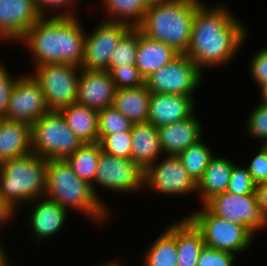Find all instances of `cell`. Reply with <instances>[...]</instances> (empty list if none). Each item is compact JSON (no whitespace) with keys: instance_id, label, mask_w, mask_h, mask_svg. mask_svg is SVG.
Instances as JSON below:
<instances>
[{"instance_id":"obj_1","label":"cell","mask_w":267,"mask_h":266,"mask_svg":"<svg viewBox=\"0 0 267 266\" xmlns=\"http://www.w3.org/2000/svg\"><path fill=\"white\" fill-rule=\"evenodd\" d=\"M247 29L227 5L218 2L212 7H206L202 3L195 11L191 39L185 55L202 72L205 68L225 66L246 42Z\"/></svg>"},{"instance_id":"obj_2","label":"cell","mask_w":267,"mask_h":266,"mask_svg":"<svg viewBox=\"0 0 267 266\" xmlns=\"http://www.w3.org/2000/svg\"><path fill=\"white\" fill-rule=\"evenodd\" d=\"M76 17H42L19 40L33 67L63 63L82 67L86 32Z\"/></svg>"},{"instance_id":"obj_3","label":"cell","mask_w":267,"mask_h":266,"mask_svg":"<svg viewBox=\"0 0 267 266\" xmlns=\"http://www.w3.org/2000/svg\"><path fill=\"white\" fill-rule=\"evenodd\" d=\"M44 196L68 211L70 207L78 210L99 225L110 216L109 207L97 198L89 183L74 174L66 160H49Z\"/></svg>"},{"instance_id":"obj_4","label":"cell","mask_w":267,"mask_h":266,"mask_svg":"<svg viewBox=\"0 0 267 266\" xmlns=\"http://www.w3.org/2000/svg\"><path fill=\"white\" fill-rule=\"evenodd\" d=\"M201 0H163L148 5L141 32L185 54L190 43L193 18Z\"/></svg>"},{"instance_id":"obj_5","label":"cell","mask_w":267,"mask_h":266,"mask_svg":"<svg viewBox=\"0 0 267 266\" xmlns=\"http://www.w3.org/2000/svg\"><path fill=\"white\" fill-rule=\"evenodd\" d=\"M49 160L33 152L0 164V196L15 209L44 197Z\"/></svg>"},{"instance_id":"obj_6","label":"cell","mask_w":267,"mask_h":266,"mask_svg":"<svg viewBox=\"0 0 267 266\" xmlns=\"http://www.w3.org/2000/svg\"><path fill=\"white\" fill-rule=\"evenodd\" d=\"M32 152L48 160H65L83 144L59 111H49L31 125Z\"/></svg>"},{"instance_id":"obj_7","label":"cell","mask_w":267,"mask_h":266,"mask_svg":"<svg viewBox=\"0 0 267 266\" xmlns=\"http://www.w3.org/2000/svg\"><path fill=\"white\" fill-rule=\"evenodd\" d=\"M202 206L186 217L202 233L205 246L235 255L252 246L255 235L248 228L218 217Z\"/></svg>"},{"instance_id":"obj_8","label":"cell","mask_w":267,"mask_h":266,"mask_svg":"<svg viewBox=\"0 0 267 266\" xmlns=\"http://www.w3.org/2000/svg\"><path fill=\"white\" fill-rule=\"evenodd\" d=\"M30 74L39 83L50 111H59L77 103L81 68L55 63L34 67ZM79 71V72H78Z\"/></svg>"},{"instance_id":"obj_9","label":"cell","mask_w":267,"mask_h":266,"mask_svg":"<svg viewBox=\"0 0 267 266\" xmlns=\"http://www.w3.org/2000/svg\"><path fill=\"white\" fill-rule=\"evenodd\" d=\"M202 71L185 54H179L168 65L145 79V86L150 93L178 94L194 97V92L201 85Z\"/></svg>"},{"instance_id":"obj_10","label":"cell","mask_w":267,"mask_h":266,"mask_svg":"<svg viewBox=\"0 0 267 266\" xmlns=\"http://www.w3.org/2000/svg\"><path fill=\"white\" fill-rule=\"evenodd\" d=\"M214 215L243 225L254 235L267 227V215L258 204L257 194H217L204 204ZM259 230V231H258Z\"/></svg>"},{"instance_id":"obj_11","label":"cell","mask_w":267,"mask_h":266,"mask_svg":"<svg viewBox=\"0 0 267 266\" xmlns=\"http://www.w3.org/2000/svg\"><path fill=\"white\" fill-rule=\"evenodd\" d=\"M144 171L131 159L117 158L101 151L99 163L92 189L97 198L103 203L97 185L114 193H128L143 189Z\"/></svg>"},{"instance_id":"obj_12","label":"cell","mask_w":267,"mask_h":266,"mask_svg":"<svg viewBox=\"0 0 267 266\" xmlns=\"http://www.w3.org/2000/svg\"><path fill=\"white\" fill-rule=\"evenodd\" d=\"M160 159L144 170L143 189L175 197L197 194V183L177 156L166 155Z\"/></svg>"},{"instance_id":"obj_13","label":"cell","mask_w":267,"mask_h":266,"mask_svg":"<svg viewBox=\"0 0 267 266\" xmlns=\"http://www.w3.org/2000/svg\"><path fill=\"white\" fill-rule=\"evenodd\" d=\"M49 111L39 83L30 73L20 74L11 91L4 118L31 126Z\"/></svg>"},{"instance_id":"obj_14","label":"cell","mask_w":267,"mask_h":266,"mask_svg":"<svg viewBox=\"0 0 267 266\" xmlns=\"http://www.w3.org/2000/svg\"><path fill=\"white\" fill-rule=\"evenodd\" d=\"M130 28L126 24L103 20L94 30L88 31L89 34L86 32L81 68L108 70L114 49Z\"/></svg>"},{"instance_id":"obj_15","label":"cell","mask_w":267,"mask_h":266,"mask_svg":"<svg viewBox=\"0 0 267 266\" xmlns=\"http://www.w3.org/2000/svg\"><path fill=\"white\" fill-rule=\"evenodd\" d=\"M41 18L33 0H0V40L18 42Z\"/></svg>"},{"instance_id":"obj_16","label":"cell","mask_w":267,"mask_h":266,"mask_svg":"<svg viewBox=\"0 0 267 266\" xmlns=\"http://www.w3.org/2000/svg\"><path fill=\"white\" fill-rule=\"evenodd\" d=\"M116 90L108 70L81 68L78 80V104L100 111L112 106Z\"/></svg>"},{"instance_id":"obj_17","label":"cell","mask_w":267,"mask_h":266,"mask_svg":"<svg viewBox=\"0 0 267 266\" xmlns=\"http://www.w3.org/2000/svg\"><path fill=\"white\" fill-rule=\"evenodd\" d=\"M30 203H32V208H29L28 224L35 242H45L47 238L57 234L65 226L67 216H69L68 210L55 201L44 196Z\"/></svg>"},{"instance_id":"obj_18","label":"cell","mask_w":267,"mask_h":266,"mask_svg":"<svg viewBox=\"0 0 267 266\" xmlns=\"http://www.w3.org/2000/svg\"><path fill=\"white\" fill-rule=\"evenodd\" d=\"M194 99L178 94L151 93L148 122L159 128L189 118L197 109Z\"/></svg>"},{"instance_id":"obj_19","label":"cell","mask_w":267,"mask_h":266,"mask_svg":"<svg viewBox=\"0 0 267 266\" xmlns=\"http://www.w3.org/2000/svg\"><path fill=\"white\" fill-rule=\"evenodd\" d=\"M203 126L195 112L189 117L158 128L159 142L164 155L177 156L203 138Z\"/></svg>"},{"instance_id":"obj_20","label":"cell","mask_w":267,"mask_h":266,"mask_svg":"<svg viewBox=\"0 0 267 266\" xmlns=\"http://www.w3.org/2000/svg\"><path fill=\"white\" fill-rule=\"evenodd\" d=\"M179 54L171 46L145 36L139 29L135 66L144 79L168 65Z\"/></svg>"},{"instance_id":"obj_21","label":"cell","mask_w":267,"mask_h":266,"mask_svg":"<svg viewBox=\"0 0 267 266\" xmlns=\"http://www.w3.org/2000/svg\"><path fill=\"white\" fill-rule=\"evenodd\" d=\"M131 136V160L143 171L162 157L163 151L159 142L158 128L152 123L133 124Z\"/></svg>"},{"instance_id":"obj_22","label":"cell","mask_w":267,"mask_h":266,"mask_svg":"<svg viewBox=\"0 0 267 266\" xmlns=\"http://www.w3.org/2000/svg\"><path fill=\"white\" fill-rule=\"evenodd\" d=\"M32 152L31 126L20 121L1 119L0 164Z\"/></svg>"},{"instance_id":"obj_23","label":"cell","mask_w":267,"mask_h":266,"mask_svg":"<svg viewBox=\"0 0 267 266\" xmlns=\"http://www.w3.org/2000/svg\"><path fill=\"white\" fill-rule=\"evenodd\" d=\"M236 164L230 159L214 156L197 182V195L204 205L213 196L227 191L231 172Z\"/></svg>"},{"instance_id":"obj_24","label":"cell","mask_w":267,"mask_h":266,"mask_svg":"<svg viewBox=\"0 0 267 266\" xmlns=\"http://www.w3.org/2000/svg\"><path fill=\"white\" fill-rule=\"evenodd\" d=\"M150 91L145 85L117 89L112 106L133 124L148 122Z\"/></svg>"},{"instance_id":"obj_25","label":"cell","mask_w":267,"mask_h":266,"mask_svg":"<svg viewBox=\"0 0 267 266\" xmlns=\"http://www.w3.org/2000/svg\"><path fill=\"white\" fill-rule=\"evenodd\" d=\"M204 246L202 233L187 217L176 221L177 266H197Z\"/></svg>"},{"instance_id":"obj_26","label":"cell","mask_w":267,"mask_h":266,"mask_svg":"<svg viewBox=\"0 0 267 266\" xmlns=\"http://www.w3.org/2000/svg\"><path fill=\"white\" fill-rule=\"evenodd\" d=\"M68 127L82 143L98 142V111L80 105L71 104L59 110Z\"/></svg>"},{"instance_id":"obj_27","label":"cell","mask_w":267,"mask_h":266,"mask_svg":"<svg viewBox=\"0 0 267 266\" xmlns=\"http://www.w3.org/2000/svg\"><path fill=\"white\" fill-rule=\"evenodd\" d=\"M142 266H177L176 221L162 231L141 258Z\"/></svg>"},{"instance_id":"obj_28","label":"cell","mask_w":267,"mask_h":266,"mask_svg":"<svg viewBox=\"0 0 267 266\" xmlns=\"http://www.w3.org/2000/svg\"><path fill=\"white\" fill-rule=\"evenodd\" d=\"M109 22H117L138 28L145 17L147 5L142 0H101Z\"/></svg>"},{"instance_id":"obj_29","label":"cell","mask_w":267,"mask_h":266,"mask_svg":"<svg viewBox=\"0 0 267 266\" xmlns=\"http://www.w3.org/2000/svg\"><path fill=\"white\" fill-rule=\"evenodd\" d=\"M101 151L102 148L99 141L83 143L76 152L65 160L76 176L92 185L95 180Z\"/></svg>"},{"instance_id":"obj_30","label":"cell","mask_w":267,"mask_h":266,"mask_svg":"<svg viewBox=\"0 0 267 266\" xmlns=\"http://www.w3.org/2000/svg\"><path fill=\"white\" fill-rule=\"evenodd\" d=\"M205 144L202 138L177 155L195 183L201 179L211 159L215 156L214 152Z\"/></svg>"},{"instance_id":"obj_31","label":"cell","mask_w":267,"mask_h":266,"mask_svg":"<svg viewBox=\"0 0 267 266\" xmlns=\"http://www.w3.org/2000/svg\"><path fill=\"white\" fill-rule=\"evenodd\" d=\"M133 123L113 106L98 111V141L106 135L131 132Z\"/></svg>"},{"instance_id":"obj_32","label":"cell","mask_w":267,"mask_h":266,"mask_svg":"<svg viewBox=\"0 0 267 266\" xmlns=\"http://www.w3.org/2000/svg\"><path fill=\"white\" fill-rule=\"evenodd\" d=\"M138 43L139 28H130L121 37L114 49L109 61V67L135 65Z\"/></svg>"},{"instance_id":"obj_33","label":"cell","mask_w":267,"mask_h":266,"mask_svg":"<svg viewBox=\"0 0 267 266\" xmlns=\"http://www.w3.org/2000/svg\"><path fill=\"white\" fill-rule=\"evenodd\" d=\"M99 143L102 151L117 158L131 159V132L106 135Z\"/></svg>"},{"instance_id":"obj_34","label":"cell","mask_w":267,"mask_h":266,"mask_svg":"<svg viewBox=\"0 0 267 266\" xmlns=\"http://www.w3.org/2000/svg\"><path fill=\"white\" fill-rule=\"evenodd\" d=\"M108 71L117 89L136 88L145 85V79L135 65L109 67Z\"/></svg>"},{"instance_id":"obj_35","label":"cell","mask_w":267,"mask_h":266,"mask_svg":"<svg viewBox=\"0 0 267 266\" xmlns=\"http://www.w3.org/2000/svg\"><path fill=\"white\" fill-rule=\"evenodd\" d=\"M246 133L252 138H258L263 143L267 142V106L258 104L248 115Z\"/></svg>"},{"instance_id":"obj_36","label":"cell","mask_w":267,"mask_h":266,"mask_svg":"<svg viewBox=\"0 0 267 266\" xmlns=\"http://www.w3.org/2000/svg\"><path fill=\"white\" fill-rule=\"evenodd\" d=\"M256 184L254 183L246 166L235 165L231 172L227 191L233 194H256Z\"/></svg>"},{"instance_id":"obj_37","label":"cell","mask_w":267,"mask_h":266,"mask_svg":"<svg viewBox=\"0 0 267 266\" xmlns=\"http://www.w3.org/2000/svg\"><path fill=\"white\" fill-rule=\"evenodd\" d=\"M236 255L204 246L200 251L197 266H234Z\"/></svg>"},{"instance_id":"obj_38","label":"cell","mask_w":267,"mask_h":266,"mask_svg":"<svg viewBox=\"0 0 267 266\" xmlns=\"http://www.w3.org/2000/svg\"><path fill=\"white\" fill-rule=\"evenodd\" d=\"M5 63L0 61V117L4 118L10 100L11 91L18 77L10 76Z\"/></svg>"},{"instance_id":"obj_39","label":"cell","mask_w":267,"mask_h":266,"mask_svg":"<svg viewBox=\"0 0 267 266\" xmlns=\"http://www.w3.org/2000/svg\"><path fill=\"white\" fill-rule=\"evenodd\" d=\"M246 168L256 185L267 181V151L262 145Z\"/></svg>"},{"instance_id":"obj_40","label":"cell","mask_w":267,"mask_h":266,"mask_svg":"<svg viewBox=\"0 0 267 266\" xmlns=\"http://www.w3.org/2000/svg\"><path fill=\"white\" fill-rule=\"evenodd\" d=\"M250 74L258 87L267 83V47L261 48L250 60Z\"/></svg>"},{"instance_id":"obj_41","label":"cell","mask_w":267,"mask_h":266,"mask_svg":"<svg viewBox=\"0 0 267 266\" xmlns=\"http://www.w3.org/2000/svg\"><path fill=\"white\" fill-rule=\"evenodd\" d=\"M75 3H78V0H47V17H76L75 9L71 8L72 6L75 7ZM58 8L64 11L53 14L54 16H49V10L55 9L57 11Z\"/></svg>"},{"instance_id":"obj_42","label":"cell","mask_w":267,"mask_h":266,"mask_svg":"<svg viewBox=\"0 0 267 266\" xmlns=\"http://www.w3.org/2000/svg\"><path fill=\"white\" fill-rule=\"evenodd\" d=\"M16 211L17 209H15L7 200L0 196V228L12 221L14 217H17Z\"/></svg>"},{"instance_id":"obj_43","label":"cell","mask_w":267,"mask_h":266,"mask_svg":"<svg viewBox=\"0 0 267 266\" xmlns=\"http://www.w3.org/2000/svg\"><path fill=\"white\" fill-rule=\"evenodd\" d=\"M258 204L262 207L267 215V181L256 186Z\"/></svg>"},{"instance_id":"obj_44","label":"cell","mask_w":267,"mask_h":266,"mask_svg":"<svg viewBox=\"0 0 267 266\" xmlns=\"http://www.w3.org/2000/svg\"><path fill=\"white\" fill-rule=\"evenodd\" d=\"M42 17H47V0H33Z\"/></svg>"},{"instance_id":"obj_45","label":"cell","mask_w":267,"mask_h":266,"mask_svg":"<svg viewBox=\"0 0 267 266\" xmlns=\"http://www.w3.org/2000/svg\"><path fill=\"white\" fill-rule=\"evenodd\" d=\"M1 243L2 242H0V266H10V263L8 262L9 259L7 257V253L5 252Z\"/></svg>"},{"instance_id":"obj_46","label":"cell","mask_w":267,"mask_h":266,"mask_svg":"<svg viewBox=\"0 0 267 266\" xmlns=\"http://www.w3.org/2000/svg\"><path fill=\"white\" fill-rule=\"evenodd\" d=\"M260 91V104L267 106V83L259 87Z\"/></svg>"},{"instance_id":"obj_47","label":"cell","mask_w":267,"mask_h":266,"mask_svg":"<svg viewBox=\"0 0 267 266\" xmlns=\"http://www.w3.org/2000/svg\"><path fill=\"white\" fill-rule=\"evenodd\" d=\"M118 261L119 260H116V261L111 260V262H106V263H104L103 265H100V266H120L121 263H120V261L118 263Z\"/></svg>"},{"instance_id":"obj_48","label":"cell","mask_w":267,"mask_h":266,"mask_svg":"<svg viewBox=\"0 0 267 266\" xmlns=\"http://www.w3.org/2000/svg\"><path fill=\"white\" fill-rule=\"evenodd\" d=\"M142 1L148 6V5L155 4L156 2L163 1V0H142Z\"/></svg>"},{"instance_id":"obj_49","label":"cell","mask_w":267,"mask_h":266,"mask_svg":"<svg viewBox=\"0 0 267 266\" xmlns=\"http://www.w3.org/2000/svg\"><path fill=\"white\" fill-rule=\"evenodd\" d=\"M265 149H266V151H267V142L266 143H263V144H261Z\"/></svg>"}]
</instances>
